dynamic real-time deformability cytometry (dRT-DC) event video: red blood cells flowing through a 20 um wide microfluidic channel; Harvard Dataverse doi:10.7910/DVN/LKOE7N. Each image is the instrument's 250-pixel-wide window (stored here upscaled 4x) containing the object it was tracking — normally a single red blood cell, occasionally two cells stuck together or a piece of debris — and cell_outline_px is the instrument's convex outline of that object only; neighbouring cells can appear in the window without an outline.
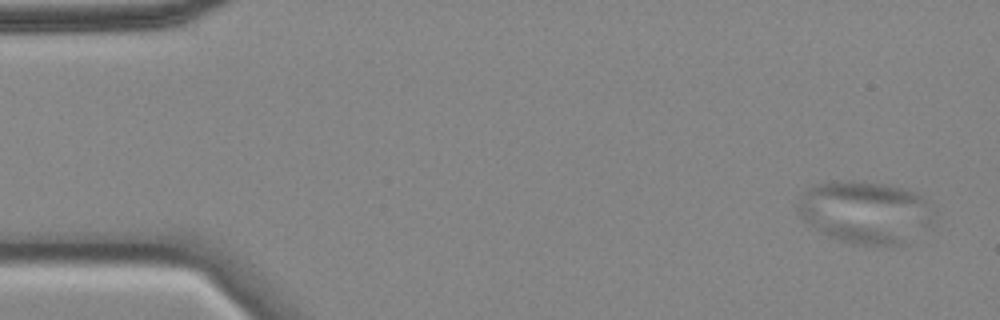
{"species": "common noctule bat (a hibernating species)", "species_latin": "Nyctalus noctula", "temperature_condition": "cold", "stored_images_in_passage": 4, "camera_frame_rate_fps": 3000, "um_per_image_px": 0.085, "animal": {"sex": "female", "body_mass_g": 18.4}, "frame": {"image": 1, "passage_image": 2, "time_ms": 0.333, "image_size_px": [1000, 320], "cell_outline_px": [[936, 212], [932, 220], [908, 244], [852, 244], [828, 236], [820, 232], [804, 220], [796, 212], [796, 208], [800, 192], [808, 188], [828, 180], [864, 180], [884, 184], [900, 188], [912, 192], [920, 196]], "centroid_in_image_um": [73.48, 18.01], "position_along_channel_um": 11.5, "area_um2": 49.71}}